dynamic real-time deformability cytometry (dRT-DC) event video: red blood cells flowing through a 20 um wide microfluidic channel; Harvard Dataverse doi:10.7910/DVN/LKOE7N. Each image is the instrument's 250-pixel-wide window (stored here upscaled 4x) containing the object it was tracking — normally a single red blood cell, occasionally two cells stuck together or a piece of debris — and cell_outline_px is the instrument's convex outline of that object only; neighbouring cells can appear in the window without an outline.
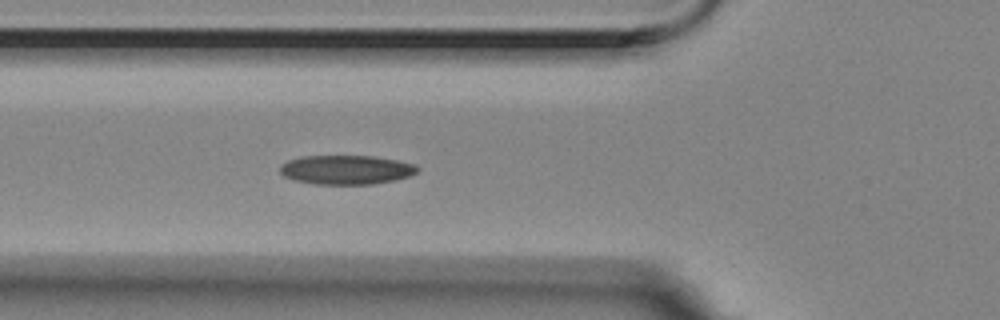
{"species": "Egyptian fruit bat (a non-hibernating species)", "species_latin": "Rousettus aegyptiacus", "temperature_condition": "room temperature", "stored_images_in_passage": 6, "segment_of_instrument_passage": [1, 2], "camera_frame_rate_fps": 3000, "um_per_image_px": 0.085, "animal": {"sex": "female"}, "frame": {"image": 1, "passage_image": 5, "time_ms": 1.333, "image_size_px": [1000, 320], "cell_outline_px": [[420, 168], [416, 172], [408, 176], [396, 180], [372, 184], [312, 184], [292, 180], [284, 176], [280, 172], [280, 164], [288, 160], [304, 156], [372, 156], [396, 160], [416, 164]], "centroid_in_image_um": [29.41, 14.43], "position_along_channel_um": 96.4, "area_um2": 23.47}}